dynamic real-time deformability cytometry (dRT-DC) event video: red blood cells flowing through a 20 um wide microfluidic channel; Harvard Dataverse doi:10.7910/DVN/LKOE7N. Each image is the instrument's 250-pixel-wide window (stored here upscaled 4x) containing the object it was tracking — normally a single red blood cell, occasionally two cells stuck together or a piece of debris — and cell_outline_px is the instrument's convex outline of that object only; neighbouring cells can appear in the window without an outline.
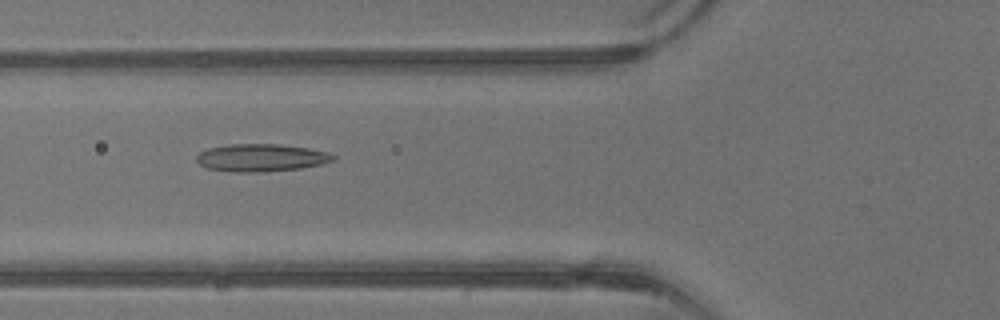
{"species": "common noctule bat (a hibernating species)", "species_latin": "Nyctalus noctula", "temperature_condition": "warm", "stored_images_in_passage": 41, "camera_frame_rate_fps": 3000, "um_per_image_px": 0.085, "animal": {"sex": "male", "body_mass_g": 13.3}, "frame": {"image": 1, "passage_image": 16, "time_ms": 5.0, "image_size_px": [1000, 320], "cell_outline_px": [[336, 160], [320, 164], [300, 168], [260, 172], [236, 172], [208, 168], [200, 164], [196, 160], [196, 156], [200, 152], [208, 148], [232, 144], [280, 144], [308, 148], [328, 152], [336, 156]], "centroid_in_image_um": [22.22, 13.4], "position_along_channel_um": 103.6, "area_um2": 21.85}}
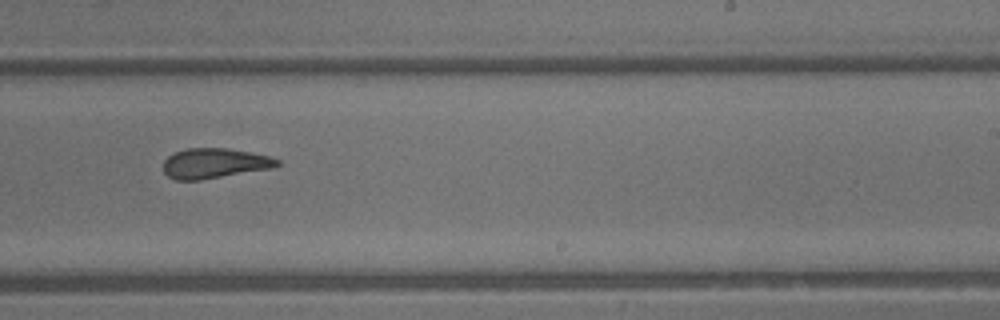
{"frame": {"image": 2, "passage_image": 26, "time_ms": 8.333, "image_size_px": [1000, 320], "cell_outline_px": [[280, 164], [272, 168], [200, 180], [176, 180], [168, 176], [164, 172], [164, 160], [168, 156], [184, 148], [228, 148], [252, 152], [268, 156], [280, 160]], "centroid_in_image_um": [18.23, 13.87], "position_along_channel_um": 270.8, "area_um2": 19.94}}
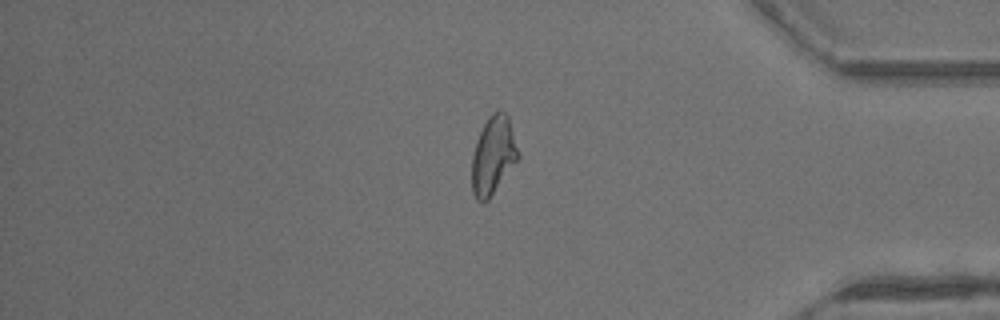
{"frame": {"image": 3, "passage_image": 35, "time_ms": 11.333, "image_size_px": [1000, 320], "cell_outline_px": [[520, 156], [488, 200], [484, 204], [476, 200], [472, 192], [472, 156], [476, 140], [488, 116], [492, 112], [500, 108], [508, 116]], "centroid_in_image_um": [41.9, 13.2], "position_along_channel_um": 393.3, "area_um2": 21.04}}